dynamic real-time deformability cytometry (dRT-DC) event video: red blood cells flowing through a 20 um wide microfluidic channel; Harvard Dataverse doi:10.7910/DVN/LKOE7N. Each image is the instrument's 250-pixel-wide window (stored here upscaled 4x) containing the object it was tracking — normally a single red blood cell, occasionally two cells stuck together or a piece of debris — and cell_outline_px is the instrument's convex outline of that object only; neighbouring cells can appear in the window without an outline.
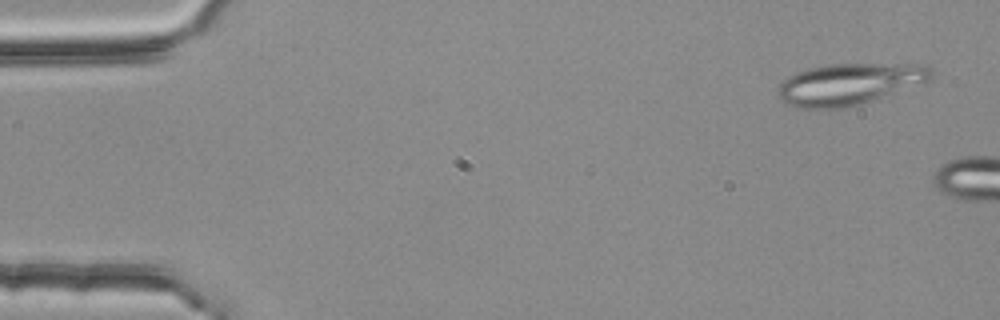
{"species": "common noctule bat (a hibernating species)", "species_latin": "Nyctalus noctula", "temperature_condition": "room temperature", "stored_images_in_passage": 2, "camera_frame_rate_fps": 3000, "um_per_image_px": 0.085, "animal": {"sex": "female", "body_mass_g": 25.1}, "frame": {"image": 1, "passage_image": 1, "time_ms": 0.0, "image_size_px": [1000, 320], "cell_outline_px": [[932, 76], [928, 80], [872, 100], [860, 104], [840, 108], [796, 108], [784, 104], [780, 100], [780, 84], [788, 76], [796, 72], [828, 64], [928, 64], [932, 68]], "centroid_in_image_um": [72.16, 7.14], "position_along_channel_um": 12.8, "area_um2": 36.53}}